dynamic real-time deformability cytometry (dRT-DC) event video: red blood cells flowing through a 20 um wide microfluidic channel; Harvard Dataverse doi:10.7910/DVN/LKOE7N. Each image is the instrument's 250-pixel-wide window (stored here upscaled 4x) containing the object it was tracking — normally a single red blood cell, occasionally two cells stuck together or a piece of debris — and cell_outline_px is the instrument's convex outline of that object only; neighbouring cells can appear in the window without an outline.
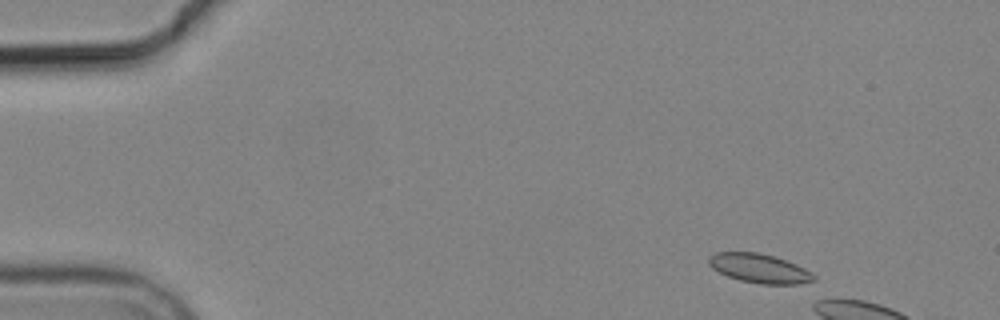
{"species": "common noctule bat (a hibernating species)", "species_latin": "Nyctalus noctula", "temperature_condition": "cold", "stored_images_in_passage": 4, "camera_frame_rate_fps": 3000, "um_per_image_px": 0.085, "animal": {"sex": "male", "body_mass_g": 19.2, "forearm_length_mm": 51.8}, "frame": {"image": 1, "passage_image": 1, "time_ms": 0.0, "image_size_px": [1000, 320], "cell_outline_px": [[816, 280], [800, 284], [760, 284], [740, 280], [728, 276], [712, 268], [708, 264], [708, 256], [716, 252], [760, 252], [796, 264], [812, 272], [816, 276]], "centroid_in_image_um": [64.55, 22.81], "position_along_channel_um": 20.4, "area_um2": 17.86}}